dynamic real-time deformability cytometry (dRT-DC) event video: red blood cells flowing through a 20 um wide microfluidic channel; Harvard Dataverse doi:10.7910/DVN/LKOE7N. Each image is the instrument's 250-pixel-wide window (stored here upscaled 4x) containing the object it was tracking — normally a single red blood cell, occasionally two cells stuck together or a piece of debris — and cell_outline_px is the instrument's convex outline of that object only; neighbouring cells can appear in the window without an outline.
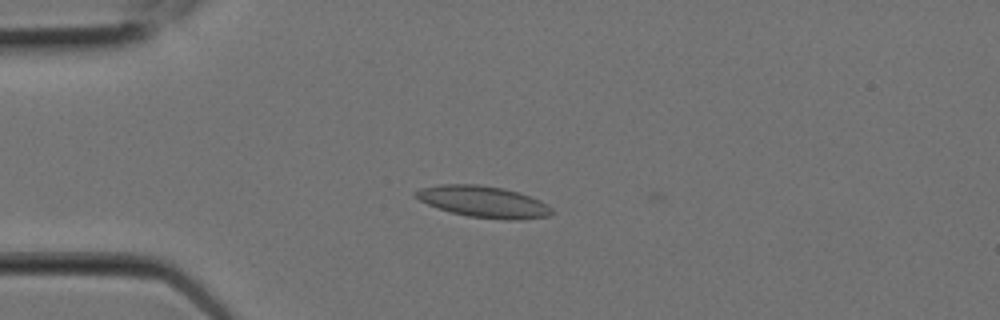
{"species": "Egyptian fruit bat (a non-hibernating species)", "species_latin": "Rousettus aegyptiacus", "temperature_condition": "room temperature", "stored_images_in_passage": 7, "camera_frame_rate_fps": 3000, "um_per_image_px": 0.085, "animal": {"sex": "female"}, "frame": {"image": 1, "passage_image": 5, "time_ms": 1.333, "image_size_px": [1000, 320], "cell_outline_px": [[556, 212], [552, 216], [520, 220], [508, 220], [468, 216], [452, 212], [428, 204], [420, 200], [412, 192], [420, 188], [440, 184], [480, 184], [504, 188], [520, 192], [540, 200], [548, 204]], "centroid_in_image_um": [41.17, 17.14], "position_along_channel_um": 43.8, "area_um2": 25.2}}
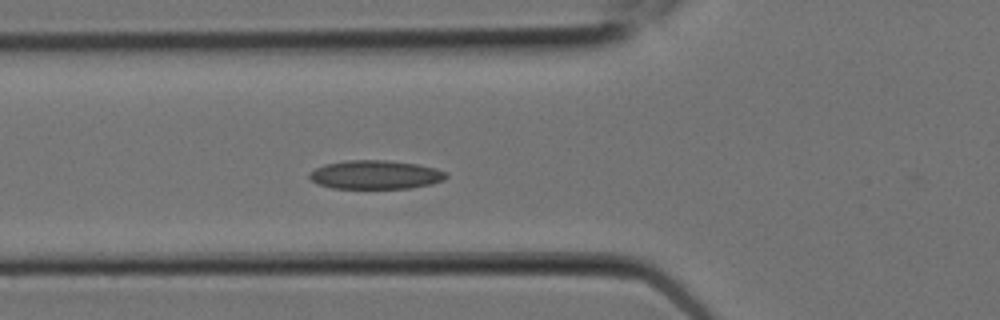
{"frame": {"image": 2, "passage_image": 7, "time_ms": 2.0, "image_size_px": [1000, 320], "cell_outline_px": [[448, 176], [444, 180], [432, 184], [408, 188], [332, 188], [320, 184], [312, 180], [308, 176], [316, 168], [324, 164], [348, 160], [384, 160], [416, 164], [436, 168], [448, 172]], "centroid_in_image_um": [31.96, 14.85], "position_along_channel_um": 93.8, "area_um2": 22.77}}